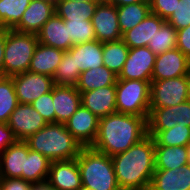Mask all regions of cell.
I'll use <instances>...</instances> for the list:
<instances>
[{"instance_id": "cell-47", "label": "cell", "mask_w": 190, "mask_h": 190, "mask_svg": "<svg viewBox=\"0 0 190 190\" xmlns=\"http://www.w3.org/2000/svg\"><path fill=\"white\" fill-rule=\"evenodd\" d=\"M188 150V164L190 165V143L187 145Z\"/></svg>"}, {"instance_id": "cell-29", "label": "cell", "mask_w": 190, "mask_h": 190, "mask_svg": "<svg viewBox=\"0 0 190 190\" xmlns=\"http://www.w3.org/2000/svg\"><path fill=\"white\" fill-rule=\"evenodd\" d=\"M155 146H187L190 143V127L177 123L167 130H148Z\"/></svg>"}, {"instance_id": "cell-10", "label": "cell", "mask_w": 190, "mask_h": 190, "mask_svg": "<svg viewBox=\"0 0 190 190\" xmlns=\"http://www.w3.org/2000/svg\"><path fill=\"white\" fill-rule=\"evenodd\" d=\"M8 126L17 140H26L48 123L30 104L19 103L11 113Z\"/></svg>"}, {"instance_id": "cell-11", "label": "cell", "mask_w": 190, "mask_h": 190, "mask_svg": "<svg viewBox=\"0 0 190 190\" xmlns=\"http://www.w3.org/2000/svg\"><path fill=\"white\" fill-rule=\"evenodd\" d=\"M96 40L99 42H111L122 39L120 32L117 7L105 1H100L91 19Z\"/></svg>"}, {"instance_id": "cell-16", "label": "cell", "mask_w": 190, "mask_h": 190, "mask_svg": "<svg viewBox=\"0 0 190 190\" xmlns=\"http://www.w3.org/2000/svg\"><path fill=\"white\" fill-rule=\"evenodd\" d=\"M55 13V0H31L20 22L13 30L37 34Z\"/></svg>"}, {"instance_id": "cell-32", "label": "cell", "mask_w": 190, "mask_h": 190, "mask_svg": "<svg viewBox=\"0 0 190 190\" xmlns=\"http://www.w3.org/2000/svg\"><path fill=\"white\" fill-rule=\"evenodd\" d=\"M31 0H0V27L13 29Z\"/></svg>"}, {"instance_id": "cell-33", "label": "cell", "mask_w": 190, "mask_h": 190, "mask_svg": "<svg viewBox=\"0 0 190 190\" xmlns=\"http://www.w3.org/2000/svg\"><path fill=\"white\" fill-rule=\"evenodd\" d=\"M18 104L13 78L3 76L0 79V123H8L11 113Z\"/></svg>"}, {"instance_id": "cell-17", "label": "cell", "mask_w": 190, "mask_h": 190, "mask_svg": "<svg viewBox=\"0 0 190 190\" xmlns=\"http://www.w3.org/2000/svg\"><path fill=\"white\" fill-rule=\"evenodd\" d=\"M25 141L17 140L0 154V178H22L25 180V159L29 152Z\"/></svg>"}, {"instance_id": "cell-15", "label": "cell", "mask_w": 190, "mask_h": 190, "mask_svg": "<svg viewBox=\"0 0 190 190\" xmlns=\"http://www.w3.org/2000/svg\"><path fill=\"white\" fill-rule=\"evenodd\" d=\"M47 182L54 190H78L82 180L77 159L51 161Z\"/></svg>"}, {"instance_id": "cell-13", "label": "cell", "mask_w": 190, "mask_h": 190, "mask_svg": "<svg viewBox=\"0 0 190 190\" xmlns=\"http://www.w3.org/2000/svg\"><path fill=\"white\" fill-rule=\"evenodd\" d=\"M190 59L178 48L165 51L156 56L151 81H160L188 75Z\"/></svg>"}, {"instance_id": "cell-21", "label": "cell", "mask_w": 190, "mask_h": 190, "mask_svg": "<svg viewBox=\"0 0 190 190\" xmlns=\"http://www.w3.org/2000/svg\"><path fill=\"white\" fill-rule=\"evenodd\" d=\"M164 22V19L150 12L138 25L124 32L122 40L129 48L145 47Z\"/></svg>"}, {"instance_id": "cell-22", "label": "cell", "mask_w": 190, "mask_h": 190, "mask_svg": "<svg viewBox=\"0 0 190 190\" xmlns=\"http://www.w3.org/2000/svg\"><path fill=\"white\" fill-rule=\"evenodd\" d=\"M149 190H190V165L175 170H155Z\"/></svg>"}, {"instance_id": "cell-4", "label": "cell", "mask_w": 190, "mask_h": 190, "mask_svg": "<svg viewBox=\"0 0 190 190\" xmlns=\"http://www.w3.org/2000/svg\"><path fill=\"white\" fill-rule=\"evenodd\" d=\"M76 159L82 185L92 190H121L111 156L83 147Z\"/></svg>"}, {"instance_id": "cell-42", "label": "cell", "mask_w": 190, "mask_h": 190, "mask_svg": "<svg viewBox=\"0 0 190 190\" xmlns=\"http://www.w3.org/2000/svg\"><path fill=\"white\" fill-rule=\"evenodd\" d=\"M17 141L8 124L0 123V154L10 145Z\"/></svg>"}, {"instance_id": "cell-9", "label": "cell", "mask_w": 190, "mask_h": 190, "mask_svg": "<svg viewBox=\"0 0 190 190\" xmlns=\"http://www.w3.org/2000/svg\"><path fill=\"white\" fill-rule=\"evenodd\" d=\"M156 56L147 46L130 48L118 79L151 81Z\"/></svg>"}, {"instance_id": "cell-50", "label": "cell", "mask_w": 190, "mask_h": 190, "mask_svg": "<svg viewBox=\"0 0 190 190\" xmlns=\"http://www.w3.org/2000/svg\"><path fill=\"white\" fill-rule=\"evenodd\" d=\"M3 77V74H2V72L0 71V79Z\"/></svg>"}, {"instance_id": "cell-2", "label": "cell", "mask_w": 190, "mask_h": 190, "mask_svg": "<svg viewBox=\"0 0 190 190\" xmlns=\"http://www.w3.org/2000/svg\"><path fill=\"white\" fill-rule=\"evenodd\" d=\"M148 116L113 113L99 119L98 133L91 148L113 156L127 151L148 135Z\"/></svg>"}, {"instance_id": "cell-30", "label": "cell", "mask_w": 190, "mask_h": 190, "mask_svg": "<svg viewBox=\"0 0 190 190\" xmlns=\"http://www.w3.org/2000/svg\"><path fill=\"white\" fill-rule=\"evenodd\" d=\"M50 164L51 161L47 157L29 150L27 159H25V181L32 184L47 181Z\"/></svg>"}, {"instance_id": "cell-12", "label": "cell", "mask_w": 190, "mask_h": 190, "mask_svg": "<svg viewBox=\"0 0 190 190\" xmlns=\"http://www.w3.org/2000/svg\"><path fill=\"white\" fill-rule=\"evenodd\" d=\"M64 124L82 147L93 145L98 133L99 118L90 110L80 105Z\"/></svg>"}, {"instance_id": "cell-34", "label": "cell", "mask_w": 190, "mask_h": 190, "mask_svg": "<svg viewBox=\"0 0 190 190\" xmlns=\"http://www.w3.org/2000/svg\"><path fill=\"white\" fill-rule=\"evenodd\" d=\"M80 74L79 68H76L75 57L69 51H64L53 76L54 85L76 86Z\"/></svg>"}, {"instance_id": "cell-6", "label": "cell", "mask_w": 190, "mask_h": 190, "mask_svg": "<svg viewBox=\"0 0 190 190\" xmlns=\"http://www.w3.org/2000/svg\"><path fill=\"white\" fill-rule=\"evenodd\" d=\"M150 83L137 79H117L116 110L117 113L136 116H149Z\"/></svg>"}, {"instance_id": "cell-44", "label": "cell", "mask_w": 190, "mask_h": 190, "mask_svg": "<svg viewBox=\"0 0 190 190\" xmlns=\"http://www.w3.org/2000/svg\"><path fill=\"white\" fill-rule=\"evenodd\" d=\"M104 1L109 4H113L116 7H121V6L128 5V4L143 2L145 0H104Z\"/></svg>"}, {"instance_id": "cell-35", "label": "cell", "mask_w": 190, "mask_h": 190, "mask_svg": "<svg viewBox=\"0 0 190 190\" xmlns=\"http://www.w3.org/2000/svg\"><path fill=\"white\" fill-rule=\"evenodd\" d=\"M177 46V30L165 21L150 39L147 47L156 55L175 49Z\"/></svg>"}, {"instance_id": "cell-46", "label": "cell", "mask_w": 190, "mask_h": 190, "mask_svg": "<svg viewBox=\"0 0 190 190\" xmlns=\"http://www.w3.org/2000/svg\"><path fill=\"white\" fill-rule=\"evenodd\" d=\"M187 80H188V100L190 101V71L187 75Z\"/></svg>"}, {"instance_id": "cell-45", "label": "cell", "mask_w": 190, "mask_h": 190, "mask_svg": "<svg viewBox=\"0 0 190 190\" xmlns=\"http://www.w3.org/2000/svg\"><path fill=\"white\" fill-rule=\"evenodd\" d=\"M30 190H54L47 181L32 184Z\"/></svg>"}, {"instance_id": "cell-43", "label": "cell", "mask_w": 190, "mask_h": 190, "mask_svg": "<svg viewBox=\"0 0 190 190\" xmlns=\"http://www.w3.org/2000/svg\"><path fill=\"white\" fill-rule=\"evenodd\" d=\"M6 41V28L0 27V71L3 74L4 49Z\"/></svg>"}, {"instance_id": "cell-18", "label": "cell", "mask_w": 190, "mask_h": 190, "mask_svg": "<svg viewBox=\"0 0 190 190\" xmlns=\"http://www.w3.org/2000/svg\"><path fill=\"white\" fill-rule=\"evenodd\" d=\"M81 93V105L99 119L116 113V84Z\"/></svg>"}, {"instance_id": "cell-26", "label": "cell", "mask_w": 190, "mask_h": 190, "mask_svg": "<svg viewBox=\"0 0 190 190\" xmlns=\"http://www.w3.org/2000/svg\"><path fill=\"white\" fill-rule=\"evenodd\" d=\"M99 2L55 0V13L63 20H91Z\"/></svg>"}, {"instance_id": "cell-41", "label": "cell", "mask_w": 190, "mask_h": 190, "mask_svg": "<svg viewBox=\"0 0 190 190\" xmlns=\"http://www.w3.org/2000/svg\"><path fill=\"white\" fill-rule=\"evenodd\" d=\"M176 48L190 59V25L181 30H177Z\"/></svg>"}, {"instance_id": "cell-14", "label": "cell", "mask_w": 190, "mask_h": 190, "mask_svg": "<svg viewBox=\"0 0 190 190\" xmlns=\"http://www.w3.org/2000/svg\"><path fill=\"white\" fill-rule=\"evenodd\" d=\"M177 123L190 127V101L176 106L150 108L147 119L148 130H167Z\"/></svg>"}, {"instance_id": "cell-48", "label": "cell", "mask_w": 190, "mask_h": 190, "mask_svg": "<svg viewBox=\"0 0 190 190\" xmlns=\"http://www.w3.org/2000/svg\"><path fill=\"white\" fill-rule=\"evenodd\" d=\"M78 190H92V189L82 185Z\"/></svg>"}, {"instance_id": "cell-38", "label": "cell", "mask_w": 190, "mask_h": 190, "mask_svg": "<svg viewBox=\"0 0 190 190\" xmlns=\"http://www.w3.org/2000/svg\"><path fill=\"white\" fill-rule=\"evenodd\" d=\"M47 123H55V110L53 106V88L50 92L41 95L30 104Z\"/></svg>"}, {"instance_id": "cell-37", "label": "cell", "mask_w": 190, "mask_h": 190, "mask_svg": "<svg viewBox=\"0 0 190 190\" xmlns=\"http://www.w3.org/2000/svg\"><path fill=\"white\" fill-rule=\"evenodd\" d=\"M176 30L190 25V0H177L173 14L167 20Z\"/></svg>"}, {"instance_id": "cell-7", "label": "cell", "mask_w": 190, "mask_h": 190, "mask_svg": "<svg viewBox=\"0 0 190 190\" xmlns=\"http://www.w3.org/2000/svg\"><path fill=\"white\" fill-rule=\"evenodd\" d=\"M187 100V75L150 83V108L176 106Z\"/></svg>"}, {"instance_id": "cell-39", "label": "cell", "mask_w": 190, "mask_h": 190, "mask_svg": "<svg viewBox=\"0 0 190 190\" xmlns=\"http://www.w3.org/2000/svg\"><path fill=\"white\" fill-rule=\"evenodd\" d=\"M151 12L167 21L177 6V0H150Z\"/></svg>"}, {"instance_id": "cell-28", "label": "cell", "mask_w": 190, "mask_h": 190, "mask_svg": "<svg viewBox=\"0 0 190 190\" xmlns=\"http://www.w3.org/2000/svg\"><path fill=\"white\" fill-rule=\"evenodd\" d=\"M150 12V2L147 0L117 7L118 22L121 34L138 25L150 14Z\"/></svg>"}, {"instance_id": "cell-8", "label": "cell", "mask_w": 190, "mask_h": 190, "mask_svg": "<svg viewBox=\"0 0 190 190\" xmlns=\"http://www.w3.org/2000/svg\"><path fill=\"white\" fill-rule=\"evenodd\" d=\"M11 77L21 104H31L41 95L50 92L54 86L53 77L45 74L26 71Z\"/></svg>"}, {"instance_id": "cell-25", "label": "cell", "mask_w": 190, "mask_h": 190, "mask_svg": "<svg viewBox=\"0 0 190 190\" xmlns=\"http://www.w3.org/2000/svg\"><path fill=\"white\" fill-rule=\"evenodd\" d=\"M118 75L109 70L106 66L88 69L81 72L76 84L80 92L92 91L98 88L107 87L117 83Z\"/></svg>"}, {"instance_id": "cell-40", "label": "cell", "mask_w": 190, "mask_h": 190, "mask_svg": "<svg viewBox=\"0 0 190 190\" xmlns=\"http://www.w3.org/2000/svg\"><path fill=\"white\" fill-rule=\"evenodd\" d=\"M31 186L22 178H0V190H30Z\"/></svg>"}, {"instance_id": "cell-31", "label": "cell", "mask_w": 190, "mask_h": 190, "mask_svg": "<svg viewBox=\"0 0 190 190\" xmlns=\"http://www.w3.org/2000/svg\"><path fill=\"white\" fill-rule=\"evenodd\" d=\"M129 49L122 39L103 43L104 66L119 75L127 59Z\"/></svg>"}, {"instance_id": "cell-49", "label": "cell", "mask_w": 190, "mask_h": 190, "mask_svg": "<svg viewBox=\"0 0 190 190\" xmlns=\"http://www.w3.org/2000/svg\"><path fill=\"white\" fill-rule=\"evenodd\" d=\"M72 1H80V2H83V1H100V0H72Z\"/></svg>"}, {"instance_id": "cell-24", "label": "cell", "mask_w": 190, "mask_h": 190, "mask_svg": "<svg viewBox=\"0 0 190 190\" xmlns=\"http://www.w3.org/2000/svg\"><path fill=\"white\" fill-rule=\"evenodd\" d=\"M68 51L75 57L80 72L104 66L103 43L98 40L75 44Z\"/></svg>"}, {"instance_id": "cell-5", "label": "cell", "mask_w": 190, "mask_h": 190, "mask_svg": "<svg viewBox=\"0 0 190 190\" xmlns=\"http://www.w3.org/2000/svg\"><path fill=\"white\" fill-rule=\"evenodd\" d=\"M36 34L6 29L3 76H14L28 71L35 48Z\"/></svg>"}, {"instance_id": "cell-1", "label": "cell", "mask_w": 190, "mask_h": 190, "mask_svg": "<svg viewBox=\"0 0 190 190\" xmlns=\"http://www.w3.org/2000/svg\"><path fill=\"white\" fill-rule=\"evenodd\" d=\"M121 190H149L155 171V140L147 135L111 157Z\"/></svg>"}, {"instance_id": "cell-19", "label": "cell", "mask_w": 190, "mask_h": 190, "mask_svg": "<svg viewBox=\"0 0 190 190\" xmlns=\"http://www.w3.org/2000/svg\"><path fill=\"white\" fill-rule=\"evenodd\" d=\"M81 105V93L76 86H53L55 123L64 124Z\"/></svg>"}, {"instance_id": "cell-20", "label": "cell", "mask_w": 190, "mask_h": 190, "mask_svg": "<svg viewBox=\"0 0 190 190\" xmlns=\"http://www.w3.org/2000/svg\"><path fill=\"white\" fill-rule=\"evenodd\" d=\"M36 35L39 43L63 51H68L73 46V42L68 37L65 20L56 13L41 27Z\"/></svg>"}, {"instance_id": "cell-36", "label": "cell", "mask_w": 190, "mask_h": 190, "mask_svg": "<svg viewBox=\"0 0 190 190\" xmlns=\"http://www.w3.org/2000/svg\"><path fill=\"white\" fill-rule=\"evenodd\" d=\"M65 25L73 45L96 40L91 20H65Z\"/></svg>"}, {"instance_id": "cell-23", "label": "cell", "mask_w": 190, "mask_h": 190, "mask_svg": "<svg viewBox=\"0 0 190 190\" xmlns=\"http://www.w3.org/2000/svg\"><path fill=\"white\" fill-rule=\"evenodd\" d=\"M63 54V50L38 43L28 71L53 77Z\"/></svg>"}, {"instance_id": "cell-27", "label": "cell", "mask_w": 190, "mask_h": 190, "mask_svg": "<svg viewBox=\"0 0 190 190\" xmlns=\"http://www.w3.org/2000/svg\"><path fill=\"white\" fill-rule=\"evenodd\" d=\"M187 164V146H155V170H175Z\"/></svg>"}, {"instance_id": "cell-3", "label": "cell", "mask_w": 190, "mask_h": 190, "mask_svg": "<svg viewBox=\"0 0 190 190\" xmlns=\"http://www.w3.org/2000/svg\"><path fill=\"white\" fill-rule=\"evenodd\" d=\"M24 141L50 161L75 159L83 148L62 123H48Z\"/></svg>"}]
</instances>
